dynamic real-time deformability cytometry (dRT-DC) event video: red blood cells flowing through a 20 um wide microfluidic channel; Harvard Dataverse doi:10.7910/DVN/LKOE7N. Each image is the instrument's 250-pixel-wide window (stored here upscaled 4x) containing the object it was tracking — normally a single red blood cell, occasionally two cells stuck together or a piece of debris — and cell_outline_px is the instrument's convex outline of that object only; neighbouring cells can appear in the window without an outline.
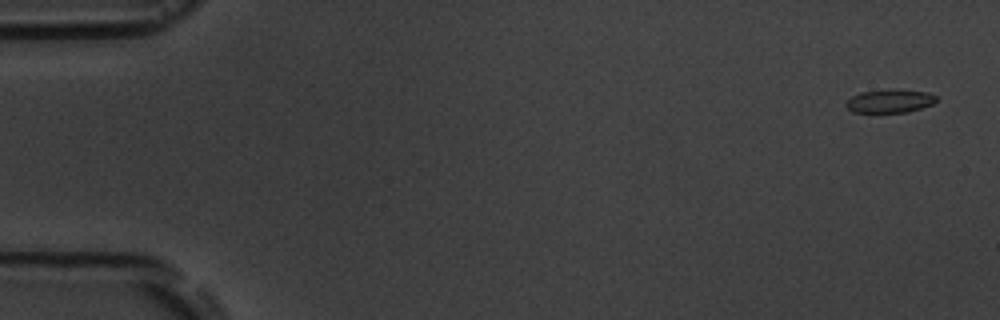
{"species": "common noctule bat (a hibernating species)", "species_latin": "Nyctalus noctula", "temperature_condition": "room temperature", "stored_images_in_passage": 6, "camera_frame_rate_fps": 3000, "um_per_image_px": 0.085, "animal": {"sex": "male", "body_mass_g": 19.5, "forearm_length_mm": 54.6}, "frame": {"image": 1, "passage_image": 1, "time_ms": 0.0, "image_size_px": [1000, 320], "cell_outline_px": [[936, 100], [932, 104], [908, 112], [852, 112], [844, 104], [852, 96], [860, 92], [928, 92], [936, 96]], "centroid_in_image_um": [75.59, 8.64], "position_along_channel_um": 9.4, "area_um2": 11.39}}